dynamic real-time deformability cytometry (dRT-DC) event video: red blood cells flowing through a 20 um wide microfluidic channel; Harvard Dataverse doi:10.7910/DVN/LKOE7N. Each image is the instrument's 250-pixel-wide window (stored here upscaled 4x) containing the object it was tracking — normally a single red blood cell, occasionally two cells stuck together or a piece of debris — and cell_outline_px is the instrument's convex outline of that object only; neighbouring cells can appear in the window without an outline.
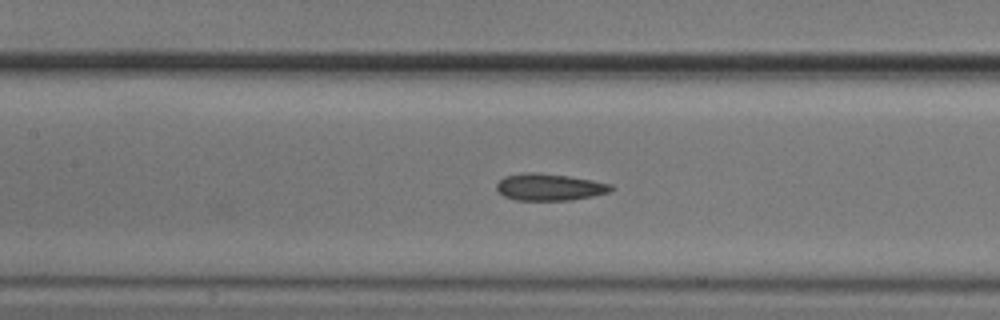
{"species": "common noctule bat (a hibernating species)", "species_latin": "Nyctalus noctula", "temperature_condition": "cold", "stored_images_in_passage": 18, "camera_frame_rate_fps": 3000, "um_per_image_px": 0.085, "animal": {"sex": "male", "body_mass_g": 20.5, "forearm_length_mm": 52.5}, "frame": {"image": 1, "passage_image": 18, "time_ms": 5.667, "image_size_px": [1000, 320], "cell_outline_px": [[612, 188], [608, 192], [592, 196], [568, 200], [516, 200], [504, 196], [496, 188], [496, 184], [504, 176], [524, 172], [536, 172], [568, 176], [592, 180], [612, 184]], "centroid_in_image_um": [46.67, 15.89], "position_along_channel_um": 160.7, "area_um2": 17.8}}